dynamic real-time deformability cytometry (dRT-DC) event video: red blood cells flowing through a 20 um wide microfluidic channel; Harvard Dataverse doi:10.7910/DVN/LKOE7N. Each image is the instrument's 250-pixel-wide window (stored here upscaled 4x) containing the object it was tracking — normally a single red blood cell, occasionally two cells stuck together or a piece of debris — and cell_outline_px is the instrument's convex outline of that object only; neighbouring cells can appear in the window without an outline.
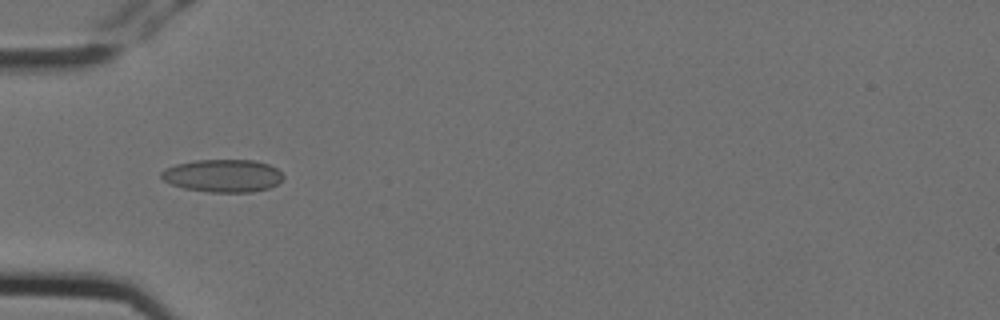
{"species": "Egyptian fruit bat (a non-hibernating species)", "species_latin": "Rousettus aegyptiacus", "temperature_condition": "cold", "stored_images_in_passage": 11, "camera_frame_rate_fps": 3000, "um_per_image_px": 0.085, "animal": {"sex": "female"}, "frame": {"image": 1, "passage_image": 1, "time_ms": 0.0, "image_size_px": [1000, 320], "cell_outline_px": [[284, 176], [276, 184], [268, 188], [252, 192], [208, 192], [184, 188], [172, 184], [164, 180], [160, 176], [160, 172], [164, 168], [176, 164], [196, 160], [252, 160], [268, 164], [276, 168]], "centroid_in_image_um": [18.91, 14.93], "position_along_channel_um": 66.1, "area_um2": 23.18}}
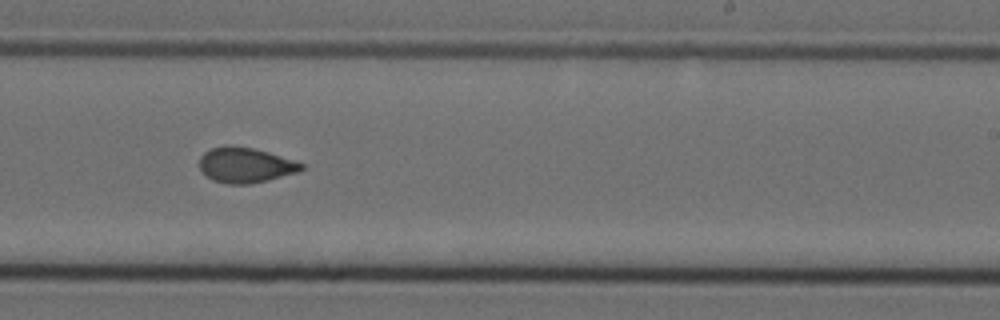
{"frame": {"image": 2, "passage_image": 6, "time_ms": 1.667, "image_size_px": [1000, 320], "cell_outline_px": [[304, 168], [300, 172], [268, 180], [248, 184], [228, 184], [212, 180], [200, 168], [200, 156], [204, 152], [212, 148], [252, 148], [268, 152], [304, 164]], "centroid_in_image_um": [20.9, 14.07], "position_along_channel_um": 268.1, "area_um2": 20.29}}
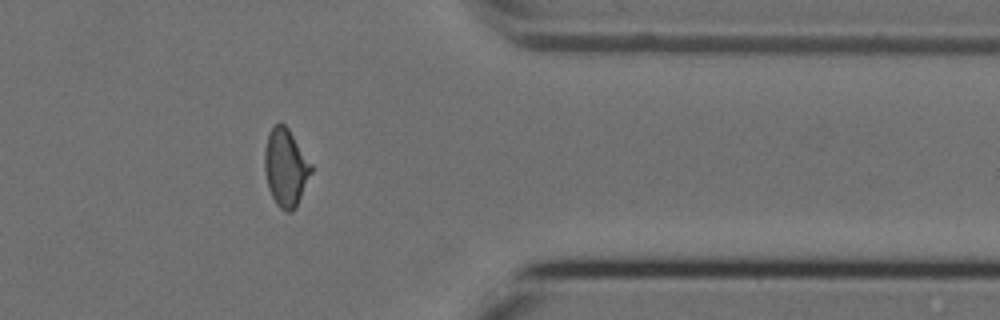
{"frame": {"image": 3, "passage_image": 9, "time_ms": 2.667, "image_size_px": [1000, 320], "cell_outline_px": [[312, 172], [296, 208], [292, 212], [284, 212], [276, 204], [268, 188], [264, 168], [264, 152], [268, 132], [280, 120], [288, 128], [312, 164]], "centroid_in_image_um": [24.28, 14.25], "position_along_channel_um": 387.1, "area_um2": 21.27}}